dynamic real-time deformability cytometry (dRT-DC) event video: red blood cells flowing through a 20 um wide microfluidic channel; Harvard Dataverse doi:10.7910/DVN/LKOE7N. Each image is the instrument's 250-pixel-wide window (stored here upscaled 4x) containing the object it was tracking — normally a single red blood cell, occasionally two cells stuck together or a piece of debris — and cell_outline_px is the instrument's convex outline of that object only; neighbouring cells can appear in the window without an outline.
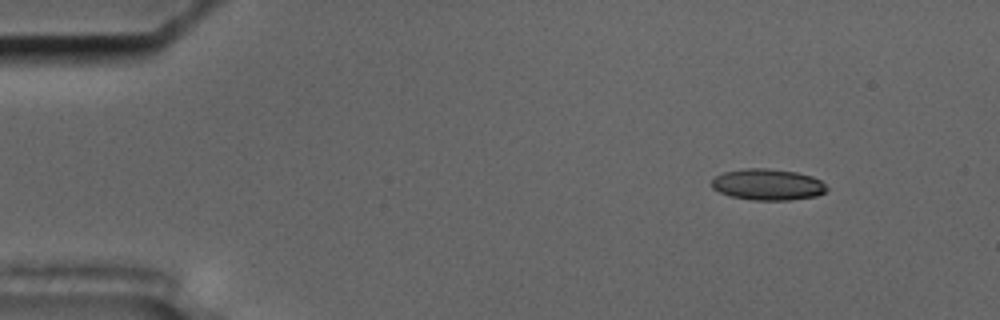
{"species": "common noctule bat (a hibernating species)", "species_latin": "Nyctalus noctula", "temperature_condition": "cold", "stored_images_in_passage": 56, "camera_frame_rate_fps": 3000, "um_per_image_px": 0.085, "animal": {"sex": "male", "body_mass_g": 17.5, "forearm_length_mm": 52.3}, "frame": {"image": 1, "passage_image": 7, "time_ms": 2.0, "image_size_px": [1000, 320], "cell_outline_px": [[828, 188], [824, 192], [816, 196], [788, 200], [752, 200], [732, 196], [720, 192], [712, 188], [712, 180], [716, 176], [724, 172], [744, 168], [768, 168], [796, 172], [812, 176], [820, 180]], "centroid_in_image_um": [65.26, 15.68], "position_along_channel_um": 19.7, "area_um2": 20.87}}
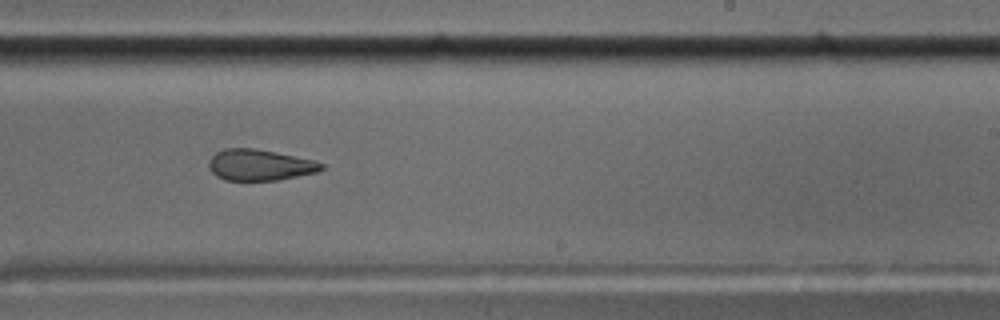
{"frame": {"image": 2, "passage_image": 35, "time_ms": 11.333, "image_size_px": [1000, 320], "cell_outline_px": [[324, 168], [316, 172], [276, 180], [224, 180], [216, 176], [208, 168], [208, 160], [216, 152], [224, 148], [256, 148], [276, 152], [312, 160], [324, 164]], "centroid_in_image_um": [22.02, 14.01], "position_along_channel_um": 267.0, "area_um2": 20.35}}
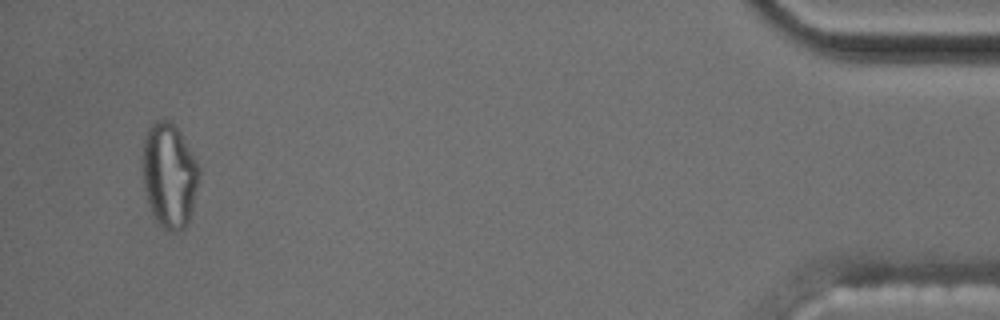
{"frame": {"image": 3, "passage_image": 54, "time_ms": 17.667, "image_size_px": [1000, 320], "cell_outline_px": [[200, 176], [192, 212], [188, 224], [184, 228], [176, 232], [172, 232], [164, 228], [156, 220], [152, 212], [144, 188], [140, 164], [140, 160], [144, 136], [148, 128], [156, 120], [164, 116], [172, 120], [176, 124], [196, 160], [200, 168]], "centroid_in_image_um": [14.37, 14.84], "position_along_channel_um": 420.8, "area_um2": 35.49}, "authors_computed_cell_mechanics": {"area_um2": 21.5594, "velocity_mm_per_s": 3.6207, "shape_relaxation_time_tau1_ms": null, "shape_relaxation_time_tau2_ms": 3.132, "deformation_change_tau1": null, "deformation_change_tau2": 0.1154}}